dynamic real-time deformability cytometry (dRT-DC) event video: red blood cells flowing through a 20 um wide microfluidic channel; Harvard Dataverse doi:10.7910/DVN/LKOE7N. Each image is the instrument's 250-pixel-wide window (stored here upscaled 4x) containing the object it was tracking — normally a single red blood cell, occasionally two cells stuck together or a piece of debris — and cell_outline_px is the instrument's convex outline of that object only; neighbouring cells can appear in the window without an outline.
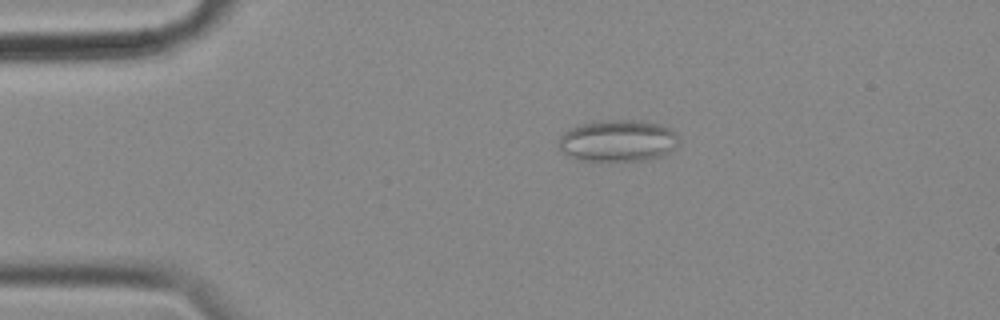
{"species": "common noctule bat (a hibernating species)", "species_latin": "Nyctalus noctula", "temperature_condition": "cold", "stored_images_in_passage": 40, "camera_frame_rate_fps": 3000, "um_per_image_px": 0.085, "animal": {"sex": "female", "body_mass_g": 18.4}, "frame": {"image": 1, "passage_image": 11, "time_ms": 3.333, "image_size_px": [1000, 320], "cell_outline_px": [[680, 136], [676, 144], [664, 156], [652, 160], [580, 160], [568, 156], [556, 144], [560, 136], [564, 132], [580, 124], [608, 120], [640, 120], [660, 124], [672, 128]], "centroid_in_image_um": [52.55, 11.96], "position_along_channel_um": 32.5, "area_um2": 29.36}}
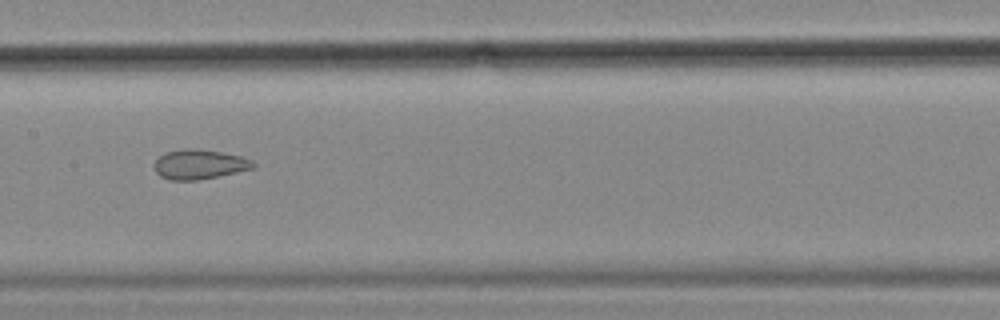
{"frame": {"image": 2, "passage_image": 28, "time_ms": 9.0, "image_size_px": [1000, 320], "cell_outline_px": [[256, 168], [196, 180], [168, 180], [160, 176], [156, 172], [152, 164], [160, 156], [168, 152], [184, 148], [196, 148], [220, 152], [240, 156], [252, 160], [256, 164]], "centroid_in_image_um": [16.93, 13.97], "position_along_channel_um": 190.5, "area_um2": 17.05}}
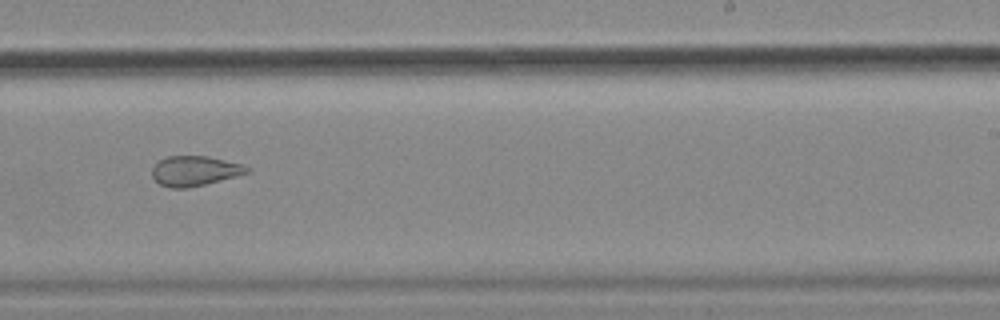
{"frame": {"image": 3, "passage_image": 35, "time_ms": 11.333, "image_size_px": [1000, 320], "cell_outline_px": [[252, 172], [188, 188], [168, 188], [160, 184], [152, 176], [152, 168], [160, 160], [168, 156], [208, 156], [240, 164], [248, 168]], "centroid_in_image_um": [16.53, 14.53], "position_along_channel_um": 272.5, "area_um2": 16.36}}